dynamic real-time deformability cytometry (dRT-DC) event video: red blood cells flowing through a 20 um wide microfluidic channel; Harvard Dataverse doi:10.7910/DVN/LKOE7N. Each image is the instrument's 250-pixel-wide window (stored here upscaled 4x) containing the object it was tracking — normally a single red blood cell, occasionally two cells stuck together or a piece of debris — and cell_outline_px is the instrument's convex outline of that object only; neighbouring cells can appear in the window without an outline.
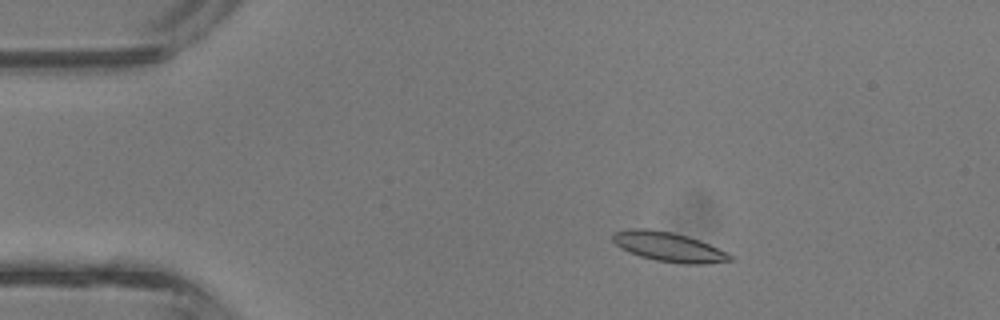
{"species": "common noctule bat (a hibernating species)", "species_latin": "Nyctalus noctula", "temperature_condition": "room temperature", "stored_images_in_passage": 4, "camera_frame_rate_fps": 3000, "um_per_image_px": 0.085, "animal": {"sex": "male", "body_mass_g": 13.3}, "frame": {"image": 1, "passage_image": 2, "time_ms": 0.333, "image_size_px": [1000, 320], "cell_outline_px": [[732, 260], [704, 264], [680, 264], [656, 260], [640, 256], [620, 248], [612, 240], [612, 232], [628, 228], [648, 228], [672, 232], [688, 236], [700, 240], [728, 252], [732, 256]], "centroid_in_image_um": [56.81, 20.97], "position_along_channel_um": 28.2, "area_um2": 20.35}}